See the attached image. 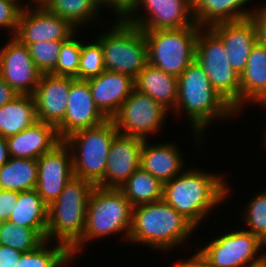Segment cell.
Returning a JSON list of instances; mask_svg holds the SVG:
<instances>
[{"label":"cell","mask_w":266,"mask_h":267,"mask_svg":"<svg viewBox=\"0 0 266 267\" xmlns=\"http://www.w3.org/2000/svg\"><path fill=\"white\" fill-rule=\"evenodd\" d=\"M73 36L62 43L56 68L50 74L78 79L81 42L75 40Z\"/></svg>","instance_id":"obj_34"},{"label":"cell","mask_w":266,"mask_h":267,"mask_svg":"<svg viewBox=\"0 0 266 267\" xmlns=\"http://www.w3.org/2000/svg\"><path fill=\"white\" fill-rule=\"evenodd\" d=\"M119 190L133 207L156 202L163 197V183L141 167L121 185Z\"/></svg>","instance_id":"obj_29"},{"label":"cell","mask_w":266,"mask_h":267,"mask_svg":"<svg viewBox=\"0 0 266 267\" xmlns=\"http://www.w3.org/2000/svg\"><path fill=\"white\" fill-rule=\"evenodd\" d=\"M9 220L16 225L35 229L46 240L48 205L36 189L18 192L16 207Z\"/></svg>","instance_id":"obj_26"},{"label":"cell","mask_w":266,"mask_h":267,"mask_svg":"<svg viewBox=\"0 0 266 267\" xmlns=\"http://www.w3.org/2000/svg\"><path fill=\"white\" fill-rule=\"evenodd\" d=\"M45 239L33 228L16 225L10 220L0 222V245L20 252H29L41 245Z\"/></svg>","instance_id":"obj_31"},{"label":"cell","mask_w":266,"mask_h":267,"mask_svg":"<svg viewBox=\"0 0 266 267\" xmlns=\"http://www.w3.org/2000/svg\"><path fill=\"white\" fill-rule=\"evenodd\" d=\"M0 50V77L18 95H33L42 73L34 64L27 45L16 37Z\"/></svg>","instance_id":"obj_13"},{"label":"cell","mask_w":266,"mask_h":267,"mask_svg":"<svg viewBox=\"0 0 266 267\" xmlns=\"http://www.w3.org/2000/svg\"><path fill=\"white\" fill-rule=\"evenodd\" d=\"M23 252L0 245V267H16Z\"/></svg>","instance_id":"obj_39"},{"label":"cell","mask_w":266,"mask_h":267,"mask_svg":"<svg viewBox=\"0 0 266 267\" xmlns=\"http://www.w3.org/2000/svg\"><path fill=\"white\" fill-rule=\"evenodd\" d=\"M144 140L117 133L109 149L104 179L97 185L119 189L140 167V155Z\"/></svg>","instance_id":"obj_17"},{"label":"cell","mask_w":266,"mask_h":267,"mask_svg":"<svg viewBox=\"0 0 266 267\" xmlns=\"http://www.w3.org/2000/svg\"><path fill=\"white\" fill-rule=\"evenodd\" d=\"M184 109L192 123L193 133L202 137L205 127L217 118L237 113L214 89L207 74L194 60L178 77V99L175 112ZM203 130V131H202Z\"/></svg>","instance_id":"obj_3"},{"label":"cell","mask_w":266,"mask_h":267,"mask_svg":"<svg viewBox=\"0 0 266 267\" xmlns=\"http://www.w3.org/2000/svg\"><path fill=\"white\" fill-rule=\"evenodd\" d=\"M102 45L105 70L133 79L148 64V45L143 31L125 19H117L111 30L97 37Z\"/></svg>","instance_id":"obj_7"},{"label":"cell","mask_w":266,"mask_h":267,"mask_svg":"<svg viewBox=\"0 0 266 267\" xmlns=\"http://www.w3.org/2000/svg\"><path fill=\"white\" fill-rule=\"evenodd\" d=\"M69 76L42 74L32 95L37 120L57 127L64 119L71 83Z\"/></svg>","instance_id":"obj_18"},{"label":"cell","mask_w":266,"mask_h":267,"mask_svg":"<svg viewBox=\"0 0 266 267\" xmlns=\"http://www.w3.org/2000/svg\"><path fill=\"white\" fill-rule=\"evenodd\" d=\"M210 29L224 43L229 62L233 69L241 75L246 68L249 54L258 41V29L251 18L234 22H221Z\"/></svg>","instance_id":"obj_19"},{"label":"cell","mask_w":266,"mask_h":267,"mask_svg":"<svg viewBox=\"0 0 266 267\" xmlns=\"http://www.w3.org/2000/svg\"><path fill=\"white\" fill-rule=\"evenodd\" d=\"M22 10L14 37L22 44L29 45L41 41H66L75 35V27L67 20L51 13L46 8Z\"/></svg>","instance_id":"obj_15"},{"label":"cell","mask_w":266,"mask_h":267,"mask_svg":"<svg viewBox=\"0 0 266 267\" xmlns=\"http://www.w3.org/2000/svg\"><path fill=\"white\" fill-rule=\"evenodd\" d=\"M45 240L36 249L24 252L16 267H61L72 257L70 250L63 244L51 248L46 247Z\"/></svg>","instance_id":"obj_32"},{"label":"cell","mask_w":266,"mask_h":267,"mask_svg":"<svg viewBox=\"0 0 266 267\" xmlns=\"http://www.w3.org/2000/svg\"><path fill=\"white\" fill-rule=\"evenodd\" d=\"M106 120L95 105L88 82L75 79L70 86L65 117L56 127L60 139L64 140L76 131L98 126Z\"/></svg>","instance_id":"obj_16"},{"label":"cell","mask_w":266,"mask_h":267,"mask_svg":"<svg viewBox=\"0 0 266 267\" xmlns=\"http://www.w3.org/2000/svg\"><path fill=\"white\" fill-rule=\"evenodd\" d=\"M101 6L98 0H52L46 9L78 28L96 18Z\"/></svg>","instance_id":"obj_30"},{"label":"cell","mask_w":266,"mask_h":267,"mask_svg":"<svg viewBox=\"0 0 266 267\" xmlns=\"http://www.w3.org/2000/svg\"><path fill=\"white\" fill-rule=\"evenodd\" d=\"M142 5L148 15L137 16ZM125 20L141 30L178 29L195 24L191 0H139Z\"/></svg>","instance_id":"obj_12"},{"label":"cell","mask_w":266,"mask_h":267,"mask_svg":"<svg viewBox=\"0 0 266 267\" xmlns=\"http://www.w3.org/2000/svg\"><path fill=\"white\" fill-rule=\"evenodd\" d=\"M245 210L247 213L243 220L249 227L247 231L264 243L266 241V190L251 199Z\"/></svg>","instance_id":"obj_36"},{"label":"cell","mask_w":266,"mask_h":267,"mask_svg":"<svg viewBox=\"0 0 266 267\" xmlns=\"http://www.w3.org/2000/svg\"><path fill=\"white\" fill-rule=\"evenodd\" d=\"M200 29L195 23L178 29L142 30L148 45V63L178 78L195 60Z\"/></svg>","instance_id":"obj_8"},{"label":"cell","mask_w":266,"mask_h":267,"mask_svg":"<svg viewBox=\"0 0 266 267\" xmlns=\"http://www.w3.org/2000/svg\"><path fill=\"white\" fill-rule=\"evenodd\" d=\"M37 159H10L0 167V190L30 191L36 189Z\"/></svg>","instance_id":"obj_28"},{"label":"cell","mask_w":266,"mask_h":267,"mask_svg":"<svg viewBox=\"0 0 266 267\" xmlns=\"http://www.w3.org/2000/svg\"><path fill=\"white\" fill-rule=\"evenodd\" d=\"M86 81L95 105L107 119H112L117 114L134 89V79L119 72L105 70Z\"/></svg>","instance_id":"obj_20"},{"label":"cell","mask_w":266,"mask_h":267,"mask_svg":"<svg viewBox=\"0 0 266 267\" xmlns=\"http://www.w3.org/2000/svg\"><path fill=\"white\" fill-rule=\"evenodd\" d=\"M252 19L258 29V40L266 47V4L253 12Z\"/></svg>","instance_id":"obj_41"},{"label":"cell","mask_w":266,"mask_h":267,"mask_svg":"<svg viewBox=\"0 0 266 267\" xmlns=\"http://www.w3.org/2000/svg\"><path fill=\"white\" fill-rule=\"evenodd\" d=\"M64 41H39L27 47L30 56L42 74H50L57 65L60 48Z\"/></svg>","instance_id":"obj_35"},{"label":"cell","mask_w":266,"mask_h":267,"mask_svg":"<svg viewBox=\"0 0 266 267\" xmlns=\"http://www.w3.org/2000/svg\"><path fill=\"white\" fill-rule=\"evenodd\" d=\"M196 227L163 199L132 209L129 241L157 249H171L184 243Z\"/></svg>","instance_id":"obj_2"},{"label":"cell","mask_w":266,"mask_h":267,"mask_svg":"<svg viewBox=\"0 0 266 267\" xmlns=\"http://www.w3.org/2000/svg\"><path fill=\"white\" fill-rule=\"evenodd\" d=\"M36 3V7L35 8H46L52 0H32V2Z\"/></svg>","instance_id":"obj_46"},{"label":"cell","mask_w":266,"mask_h":267,"mask_svg":"<svg viewBox=\"0 0 266 267\" xmlns=\"http://www.w3.org/2000/svg\"><path fill=\"white\" fill-rule=\"evenodd\" d=\"M248 101L266 106V47L259 40L249 54L245 71L240 75V110Z\"/></svg>","instance_id":"obj_24"},{"label":"cell","mask_w":266,"mask_h":267,"mask_svg":"<svg viewBox=\"0 0 266 267\" xmlns=\"http://www.w3.org/2000/svg\"><path fill=\"white\" fill-rule=\"evenodd\" d=\"M244 267H266V254L260 260L251 264H247Z\"/></svg>","instance_id":"obj_45"},{"label":"cell","mask_w":266,"mask_h":267,"mask_svg":"<svg viewBox=\"0 0 266 267\" xmlns=\"http://www.w3.org/2000/svg\"><path fill=\"white\" fill-rule=\"evenodd\" d=\"M10 159L6 138L0 136V167Z\"/></svg>","instance_id":"obj_44"},{"label":"cell","mask_w":266,"mask_h":267,"mask_svg":"<svg viewBox=\"0 0 266 267\" xmlns=\"http://www.w3.org/2000/svg\"><path fill=\"white\" fill-rule=\"evenodd\" d=\"M133 206L123 193L116 188L95 186L88 199L86 224L81 240L70 250L72 257L84 242L100 239L122 232L129 239Z\"/></svg>","instance_id":"obj_5"},{"label":"cell","mask_w":266,"mask_h":267,"mask_svg":"<svg viewBox=\"0 0 266 267\" xmlns=\"http://www.w3.org/2000/svg\"><path fill=\"white\" fill-rule=\"evenodd\" d=\"M103 7L108 6V0H98Z\"/></svg>","instance_id":"obj_48"},{"label":"cell","mask_w":266,"mask_h":267,"mask_svg":"<svg viewBox=\"0 0 266 267\" xmlns=\"http://www.w3.org/2000/svg\"><path fill=\"white\" fill-rule=\"evenodd\" d=\"M167 113L149 95L134 88L112 120L119 134L147 140L148 134L158 131Z\"/></svg>","instance_id":"obj_10"},{"label":"cell","mask_w":266,"mask_h":267,"mask_svg":"<svg viewBox=\"0 0 266 267\" xmlns=\"http://www.w3.org/2000/svg\"><path fill=\"white\" fill-rule=\"evenodd\" d=\"M134 88L149 95L168 111L176 107L178 78L149 63L137 74L134 79Z\"/></svg>","instance_id":"obj_23"},{"label":"cell","mask_w":266,"mask_h":267,"mask_svg":"<svg viewBox=\"0 0 266 267\" xmlns=\"http://www.w3.org/2000/svg\"><path fill=\"white\" fill-rule=\"evenodd\" d=\"M228 188L221 176L191 169L163 184L162 199L197 227L211 208L224 201Z\"/></svg>","instance_id":"obj_1"},{"label":"cell","mask_w":266,"mask_h":267,"mask_svg":"<svg viewBox=\"0 0 266 267\" xmlns=\"http://www.w3.org/2000/svg\"><path fill=\"white\" fill-rule=\"evenodd\" d=\"M180 152L175 144L162 143L149 146L147 140H144L140 167L164 184L182 173L184 159Z\"/></svg>","instance_id":"obj_22"},{"label":"cell","mask_w":266,"mask_h":267,"mask_svg":"<svg viewBox=\"0 0 266 267\" xmlns=\"http://www.w3.org/2000/svg\"><path fill=\"white\" fill-rule=\"evenodd\" d=\"M263 246L257 236L241 230L214 238L198 252L212 267H244L264 257L258 254Z\"/></svg>","instance_id":"obj_11"},{"label":"cell","mask_w":266,"mask_h":267,"mask_svg":"<svg viewBox=\"0 0 266 267\" xmlns=\"http://www.w3.org/2000/svg\"><path fill=\"white\" fill-rule=\"evenodd\" d=\"M61 141L57 128L41 121L6 138L10 157L20 159H38Z\"/></svg>","instance_id":"obj_21"},{"label":"cell","mask_w":266,"mask_h":267,"mask_svg":"<svg viewBox=\"0 0 266 267\" xmlns=\"http://www.w3.org/2000/svg\"><path fill=\"white\" fill-rule=\"evenodd\" d=\"M117 133L113 120L107 119L66 137L63 141L71 150L74 176L97 186L104 179L109 149Z\"/></svg>","instance_id":"obj_6"},{"label":"cell","mask_w":266,"mask_h":267,"mask_svg":"<svg viewBox=\"0 0 266 267\" xmlns=\"http://www.w3.org/2000/svg\"><path fill=\"white\" fill-rule=\"evenodd\" d=\"M174 267H212L205 258L197 252L189 260H181Z\"/></svg>","instance_id":"obj_43"},{"label":"cell","mask_w":266,"mask_h":267,"mask_svg":"<svg viewBox=\"0 0 266 267\" xmlns=\"http://www.w3.org/2000/svg\"><path fill=\"white\" fill-rule=\"evenodd\" d=\"M37 163L36 190L49 206L59 197L66 183L74 176L71 150L62 140L51 151L39 157Z\"/></svg>","instance_id":"obj_14"},{"label":"cell","mask_w":266,"mask_h":267,"mask_svg":"<svg viewBox=\"0 0 266 267\" xmlns=\"http://www.w3.org/2000/svg\"><path fill=\"white\" fill-rule=\"evenodd\" d=\"M95 185L73 176L59 197L48 206L46 240L56 238L71 250L82 238L86 224L88 199Z\"/></svg>","instance_id":"obj_4"},{"label":"cell","mask_w":266,"mask_h":267,"mask_svg":"<svg viewBox=\"0 0 266 267\" xmlns=\"http://www.w3.org/2000/svg\"><path fill=\"white\" fill-rule=\"evenodd\" d=\"M17 92L0 77V107L17 97Z\"/></svg>","instance_id":"obj_42"},{"label":"cell","mask_w":266,"mask_h":267,"mask_svg":"<svg viewBox=\"0 0 266 267\" xmlns=\"http://www.w3.org/2000/svg\"><path fill=\"white\" fill-rule=\"evenodd\" d=\"M9 1H11V2H13V3H15L16 5H18L22 10H24V9H26V7L24 6H21L20 4H19V0H9Z\"/></svg>","instance_id":"obj_47"},{"label":"cell","mask_w":266,"mask_h":267,"mask_svg":"<svg viewBox=\"0 0 266 267\" xmlns=\"http://www.w3.org/2000/svg\"><path fill=\"white\" fill-rule=\"evenodd\" d=\"M37 120L32 95H18L0 107V136L7 138L32 126Z\"/></svg>","instance_id":"obj_27"},{"label":"cell","mask_w":266,"mask_h":267,"mask_svg":"<svg viewBox=\"0 0 266 267\" xmlns=\"http://www.w3.org/2000/svg\"><path fill=\"white\" fill-rule=\"evenodd\" d=\"M139 0H108V6L116 12L117 18L125 19L138 4Z\"/></svg>","instance_id":"obj_40"},{"label":"cell","mask_w":266,"mask_h":267,"mask_svg":"<svg viewBox=\"0 0 266 267\" xmlns=\"http://www.w3.org/2000/svg\"><path fill=\"white\" fill-rule=\"evenodd\" d=\"M195 23L203 28L221 22H234L251 18L253 11H244L243 5L250 0H191Z\"/></svg>","instance_id":"obj_25"},{"label":"cell","mask_w":266,"mask_h":267,"mask_svg":"<svg viewBox=\"0 0 266 267\" xmlns=\"http://www.w3.org/2000/svg\"><path fill=\"white\" fill-rule=\"evenodd\" d=\"M95 40L88 45L81 43L78 80H89L105 71L102 45L97 39Z\"/></svg>","instance_id":"obj_33"},{"label":"cell","mask_w":266,"mask_h":267,"mask_svg":"<svg viewBox=\"0 0 266 267\" xmlns=\"http://www.w3.org/2000/svg\"><path fill=\"white\" fill-rule=\"evenodd\" d=\"M17 199L18 192L0 190V222L9 220Z\"/></svg>","instance_id":"obj_38"},{"label":"cell","mask_w":266,"mask_h":267,"mask_svg":"<svg viewBox=\"0 0 266 267\" xmlns=\"http://www.w3.org/2000/svg\"><path fill=\"white\" fill-rule=\"evenodd\" d=\"M201 34L199 30L195 60L207 74L213 89L236 112H240V75L231 66L221 39L210 28Z\"/></svg>","instance_id":"obj_9"},{"label":"cell","mask_w":266,"mask_h":267,"mask_svg":"<svg viewBox=\"0 0 266 267\" xmlns=\"http://www.w3.org/2000/svg\"><path fill=\"white\" fill-rule=\"evenodd\" d=\"M22 9L9 0H0V27L12 30L15 36Z\"/></svg>","instance_id":"obj_37"}]
</instances>
